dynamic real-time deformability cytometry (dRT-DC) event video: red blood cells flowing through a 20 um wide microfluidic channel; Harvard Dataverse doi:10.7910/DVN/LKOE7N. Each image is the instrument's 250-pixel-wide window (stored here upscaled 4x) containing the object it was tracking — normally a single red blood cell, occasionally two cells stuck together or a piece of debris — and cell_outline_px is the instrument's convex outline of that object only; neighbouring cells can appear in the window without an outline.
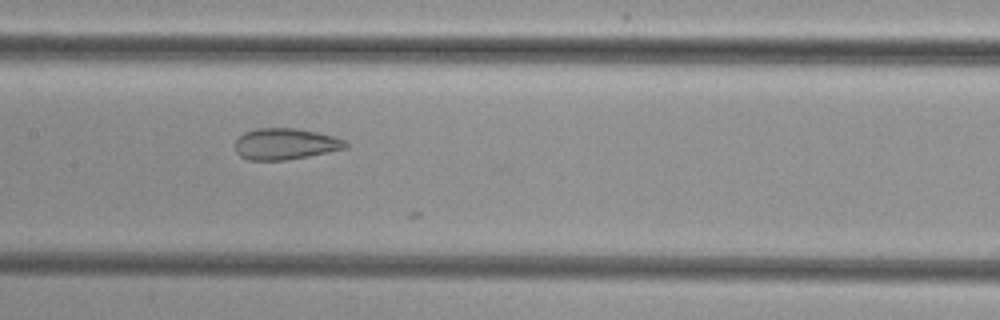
{"species": "common noctule bat (a hibernating species)", "species_latin": "Nyctalus noctula", "temperature_condition": "cold", "stored_images_in_passage": 17, "camera_frame_rate_fps": 3000, "um_per_image_px": 0.085, "animal": {"sex": "female", "body_mass_g": 29.2, "forearm_length_mm": 56.3}, "frame": {"image": 1, "passage_image": 14, "time_ms": 4.333, "image_size_px": [1000, 320], "cell_outline_px": [[348, 148], [308, 156], [284, 160], [248, 160], [240, 156], [236, 152], [236, 140], [244, 132], [256, 128], [296, 128], [316, 132], [332, 136], [344, 140], [348, 144]], "centroid_in_image_um": [24.24, 12.23], "position_along_channel_um": 183.2, "area_um2": 20.06}}